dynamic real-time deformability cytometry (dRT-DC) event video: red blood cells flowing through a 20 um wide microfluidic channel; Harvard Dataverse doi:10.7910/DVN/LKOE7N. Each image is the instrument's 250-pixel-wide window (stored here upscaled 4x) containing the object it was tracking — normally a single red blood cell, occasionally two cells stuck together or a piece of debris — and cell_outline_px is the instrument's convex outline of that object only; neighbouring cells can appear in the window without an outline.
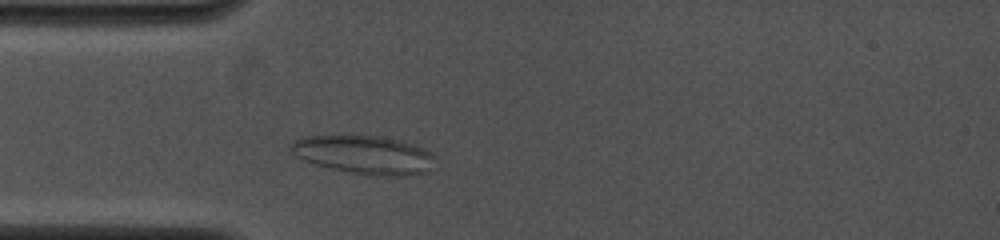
{"species": "common noctule bat (a hibernating species)", "species_latin": "Nyctalus noctula", "temperature_condition": "cold", "stored_images_in_passage": 10, "camera_frame_rate_fps": 4000, "um_per_image_px": 0.085, "animal": {"sex": "female", "body_mass_g": 19.0, "forearm_length_mm": 53.3}, "frame": {"image": 1, "passage_image": 6, "time_ms": 2.0, "image_size_px": [1000, 240], "cell_outline_px": [[436, 156], [428, 172], [404, 176], [380, 176], [352, 172], [332, 168], [316, 164], [304, 160], [296, 156], [288, 148], [292, 140], [304, 136], [380, 136], [412, 144]], "centroid_in_image_um": [30.92, 13.15], "position_along_channel_um": 54.1, "area_um2": 31.91}}
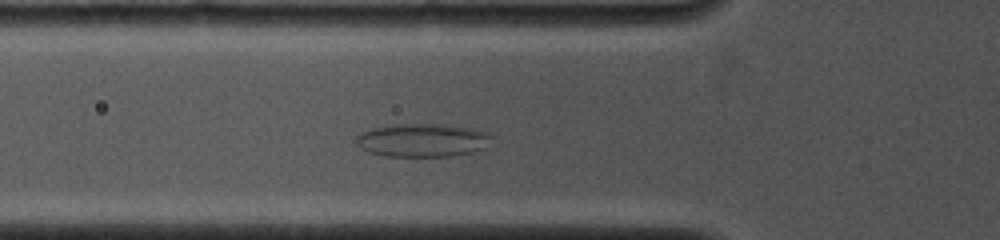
{"frame": {"image": 2, "passage_image": 9, "time_ms": 3.0, "image_size_px": [1000, 240], "cell_outline_px": [[496, 136], [484, 148], [472, 152], [448, 156], [388, 156], [368, 152], [360, 148], [356, 144], [356, 136], [360, 132], [372, 128], [396, 124], [444, 124], [472, 128]], "centroid_in_image_um": [35.91, 11.91], "position_along_channel_um": 89.9, "area_um2": 26.41}}